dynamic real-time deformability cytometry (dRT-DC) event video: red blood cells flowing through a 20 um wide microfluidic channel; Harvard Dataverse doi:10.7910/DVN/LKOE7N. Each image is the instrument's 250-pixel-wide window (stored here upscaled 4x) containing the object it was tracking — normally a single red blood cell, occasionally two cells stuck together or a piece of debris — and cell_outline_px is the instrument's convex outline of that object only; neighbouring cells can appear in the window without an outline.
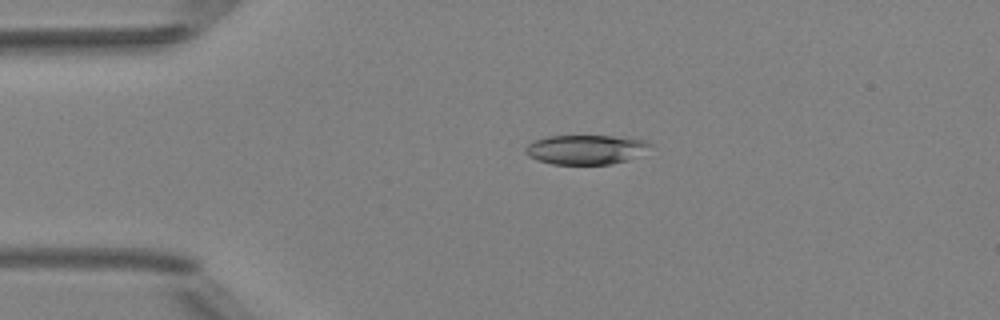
{"species": "Egyptian fruit bat (a non-hibernating species)", "species_latin": "Rousettus aegyptiacus", "temperature_condition": "room temperature", "stored_images_in_passage": 3, "camera_frame_rate_fps": 3000, "um_per_image_px": 0.085, "animal": {"sex": "female"}, "frame": {"image": 1, "passage_image": 2, "time_ms": 2.0, "image_size_px": [1000, 320], "cell_outline_px": [[652, 144], [624, 160], [612, 164], [552, 164], [536, 160], [528, 156], [524, 148], [532, 140], [548, 136], [612, 136], [644, 140]], "centroid_in_image_um": [49.63, 12.7], "position_along_channel_um": 35.4, "area_um2": 20.87}}